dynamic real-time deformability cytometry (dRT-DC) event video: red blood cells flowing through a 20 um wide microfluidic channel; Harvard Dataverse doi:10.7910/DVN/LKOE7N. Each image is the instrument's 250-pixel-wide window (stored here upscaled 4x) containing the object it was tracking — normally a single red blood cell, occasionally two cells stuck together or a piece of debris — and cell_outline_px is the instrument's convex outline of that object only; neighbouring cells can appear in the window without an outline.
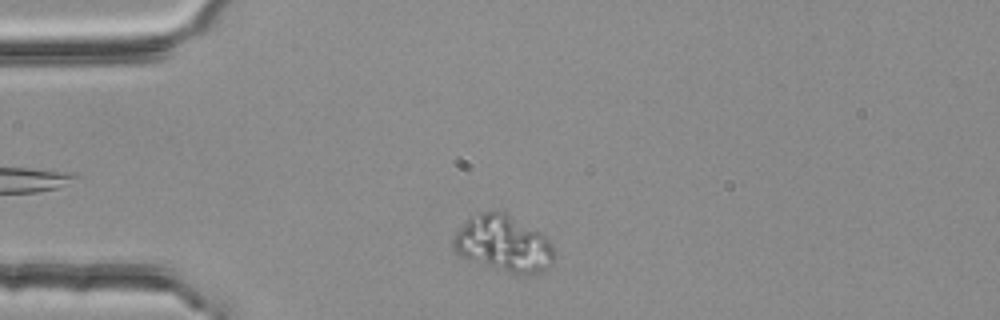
{"species": "common noctule bat (a hibernating species)", "species_latin": "Nyctalus noctula", "temperature_condition": "room temperature", "stored_images_in_passage": 33, "camera_frame_rate_fps": 3000, "um_per_image_px": 0.085, "animal": {"sex": "female", "body_mass_g": 25.1}, "frame": {"image": 1, "passage_image": 3, "time_ms": 0.667, "image_size_px": [1000, 320], "cell_outline_px": [[556, 264], [532, 276], [508, 272], [468, 260], [460, 256], [452, 248], [452, 240], [456, 232], [468, 216], [480, 212], [504, 212], [540, 232], [552, 244], [556, 252]], "centroid_in_image_um": [42.82, 20.74], "position_along_channel_um": 42.2, "area_um2": 33.58}}
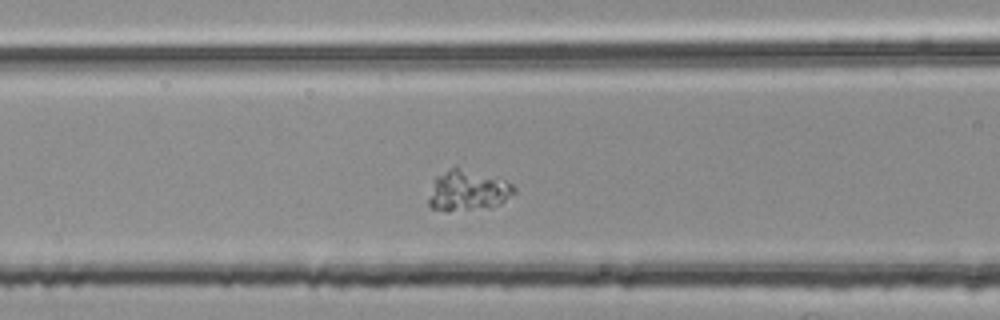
{"frame": {"image": 2, "passage_image": 12, "time_ms": 3.667, "image_size_px": [1000, 320], "cell_outline_px": [[516, 192], [500, 204], [488, 208], [448, 212], [432, 208], [428, 204], [428, 200], [432, 180], [436, 176], [456, 164], [496, 176], [512, 184], [516, 188]], "centroid_in_image_um": [39.75, 16.16], "position_along_channel_um": 126.8, "area_um2": 21.15}}
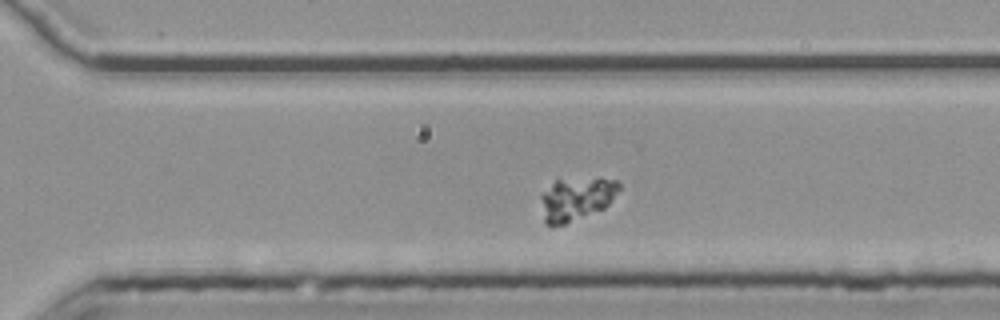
{"frame": {"image": 3, "passage_image": 28, "time_ms": 9.0, "image_size_px": [1000, 320], "cell_outline_px": [[620, 188], [608, 204], [604, 208], [564, 224], [552, 228], [544, 224], [540, 196], [556, 180], [596, 176], [600, 176], [616, 180], [620, 184]], "centroid_in_image_um": [48.98, 16.88], "position_along_channel_um": 321.6, "area_um2": 20.0}}